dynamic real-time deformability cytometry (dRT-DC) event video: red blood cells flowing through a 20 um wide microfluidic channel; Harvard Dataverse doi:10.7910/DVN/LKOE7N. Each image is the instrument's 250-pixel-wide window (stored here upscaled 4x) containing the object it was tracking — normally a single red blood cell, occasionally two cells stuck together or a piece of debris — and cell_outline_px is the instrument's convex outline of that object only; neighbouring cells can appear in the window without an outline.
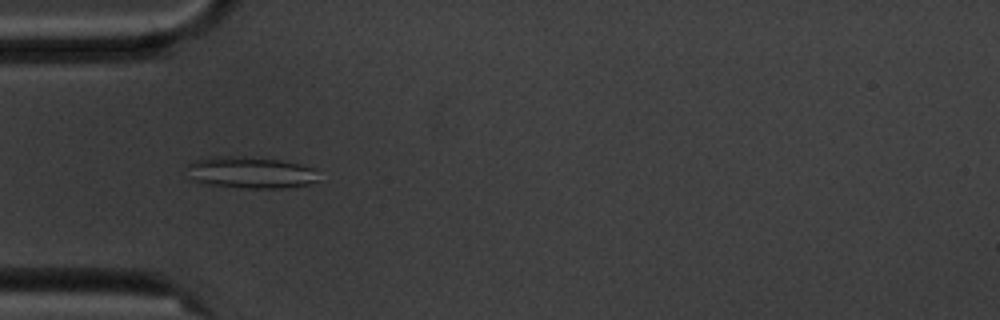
{"species": "common noctule bat (a hibernating species)", "species_latin": "Nyctalus noctula", "temperature_condition": "cold", "stored_images_in_passage": 3, "camera_frame_rate_fps": 3000, "um_per_image_px": 0.085, "animal": {"sex": "male", "body_mass_g": 20.1, "forearm_length_mm": 53.5}, "frame": {"image": 1, "passage_image": 2, "time_ms": 1.333, "image_size_px": [1000, 320], "cell_outline_px": [[320, 180], [308, 184], [280, 188], [244, 188], [204, 184], [188, 180], [188, 164], [196, 160], [216, 156], [236, 156], [276, 160], [296, 164], [312, 168]], "centroid_in_image_um": [21.21, 14.68], "position_along_channel_um": 63.8, "area_um2": 24.04}}
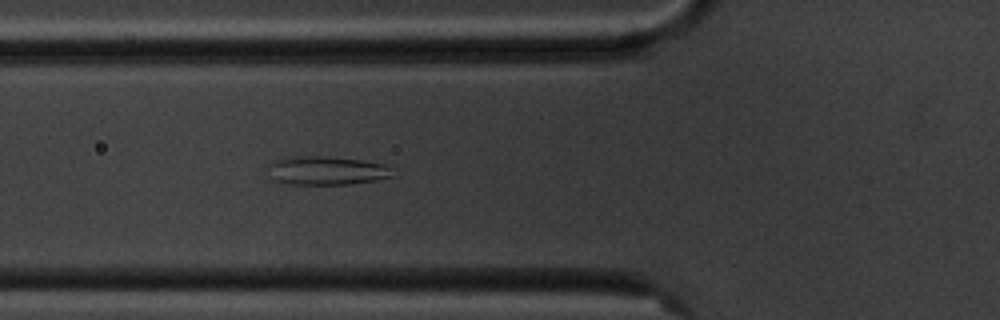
{"frame": {"image": 2, "passage_image": 3, "time_ms": 2.333, "image_size_px": [1000, 320], "cell_outline_px": [[396, 176], [376, 180], [348, 184], [292, 184], [276, 180], [272, 176], [268, 164], [284, 156], [324, 156], [360, 160], [384, 164]], "centroid_in_image_um": [27.76, 14.49], "position_along_channel_um": 98.0, "area_um2": 20.58}}